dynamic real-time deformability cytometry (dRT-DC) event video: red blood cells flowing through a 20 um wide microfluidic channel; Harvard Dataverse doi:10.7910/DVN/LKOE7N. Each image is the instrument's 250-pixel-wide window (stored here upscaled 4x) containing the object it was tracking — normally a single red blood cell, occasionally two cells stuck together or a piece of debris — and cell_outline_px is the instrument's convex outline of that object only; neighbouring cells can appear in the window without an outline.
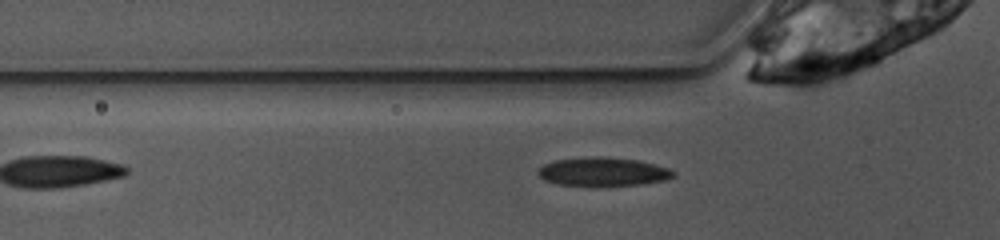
{"species": "common noctule bat (a hibernating species)", "species_latin": "Nyctalus noctula", "temperature_condition": "warm", "stored_images_in_passage": 36, "camera_frame_rate_fps": 3000, "um_per_image_px": 0.085, "animal": {"sex": "female", "body_mass_g": 10.0, "forearm_length_mm": 53.1}, "frame": {"image": 1, "passage_image": 6, "time_ms": 1.667, "image_size_px": [1000, 240], "cell_outline_px": [[676, 176], [668, 180], [640, 184], [560, 184], [544, 180], [536, 172], [544, 164], [552, 160], [592, 156], [604, 156], [636, 160], [668, 168], [676, 172]], "centroid_in_image_um": [51.27, 14.56], "position_along_channel_um": 74.5, "area_um2": 22.14}}
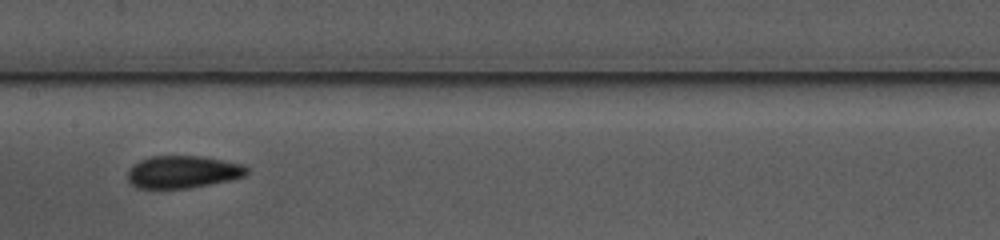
{"frame": {"image": 2, "passage_image": 15, "time_ms": 4.667, "image_size_px": [1000, 240], "cell_outline_px": [[248, 172], [244, 176], [228, 180], [188, 188], [140, 188], [132, 184], [128, 180], [128, 168], [132, 164], [140, 160], [152, 156], [200, 156], [224, 160], [244, 164], [248, 168]], "centroid_in_image_um": [15.53, 14.6], "position_along_channel_um": 191.9, "area_um2": 22.43}}
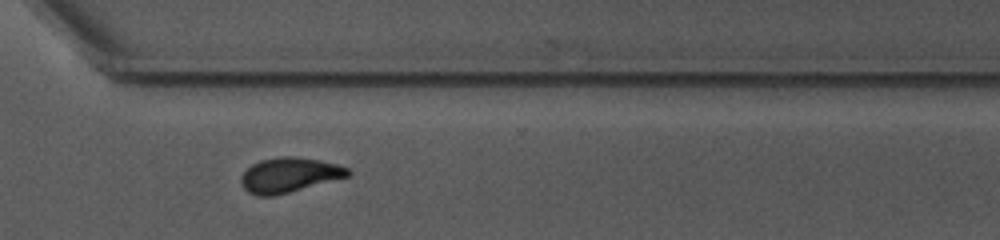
{"frame": {"image": 3, "passage_image": 27, "time_ms": 8.667, "image_size_px": [1000, 240], "cell_outline_px": [[352, 172], [348, 176], [288, 192], [272, 196], [260, 196], [248, 192], [244, 188], [240, 180], [240, 176], [252, 164], [260, 160], [284, 156], [292, 156], [320, 160], [336, 164], [348, 168]], "centroid_in_image_um": [24.56, 14.86], "position_along_channel_um": 346.0, "area_um2": 21.33}, "authors_computed_cell_mechanics": {"area_um2": 22.0796, "velocity_mm_per_s": 3.858, "shape_relaxation_time_tau1_ms": 4.2413, "shape_relaxation_time_tau2_ms": 1.5936, "deformation_change_tau1": 0.1516, "deformation_change_tau2": 0.056}}